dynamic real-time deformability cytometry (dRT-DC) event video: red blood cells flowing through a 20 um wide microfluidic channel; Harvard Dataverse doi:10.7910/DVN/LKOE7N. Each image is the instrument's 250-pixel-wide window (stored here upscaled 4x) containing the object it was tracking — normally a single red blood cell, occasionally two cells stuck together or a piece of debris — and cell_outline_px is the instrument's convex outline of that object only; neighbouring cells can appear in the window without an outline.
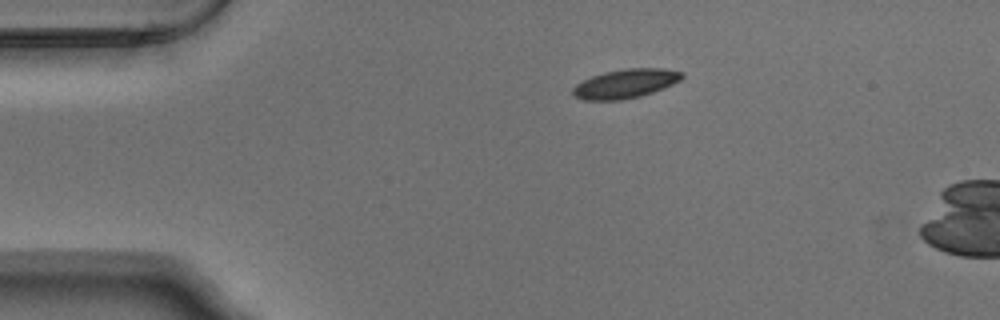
{"species": "Egyptian fruit bat (a non-hibernating species)", "species_latin": "Rousettus aegyptiacus", "temperature_condition": "warm", "stored_images_in_passage": 6, "camera_frame_rate_fps": 3000, "um_per_image_px": 0.085, "animal": {"sex": "male"}, "frame": {"image": 1, "passage_image": 1, "time_ms": 0.0, "image_size_px": [1000, 320], "cell_outline_px": [[684, 76], [680, 80], [672, 84], [652, 92], [640, 96], [620, 100], [584, 100], [572, 96], [572, 88], [576, 84], [592, 76], [604, 72], [624, 68], [664, 68], [684, 72]], "centroid_in_image_um": [53.15, 7.1], "position_along_channel_um": 31.9, "area_um2": 18.5}}